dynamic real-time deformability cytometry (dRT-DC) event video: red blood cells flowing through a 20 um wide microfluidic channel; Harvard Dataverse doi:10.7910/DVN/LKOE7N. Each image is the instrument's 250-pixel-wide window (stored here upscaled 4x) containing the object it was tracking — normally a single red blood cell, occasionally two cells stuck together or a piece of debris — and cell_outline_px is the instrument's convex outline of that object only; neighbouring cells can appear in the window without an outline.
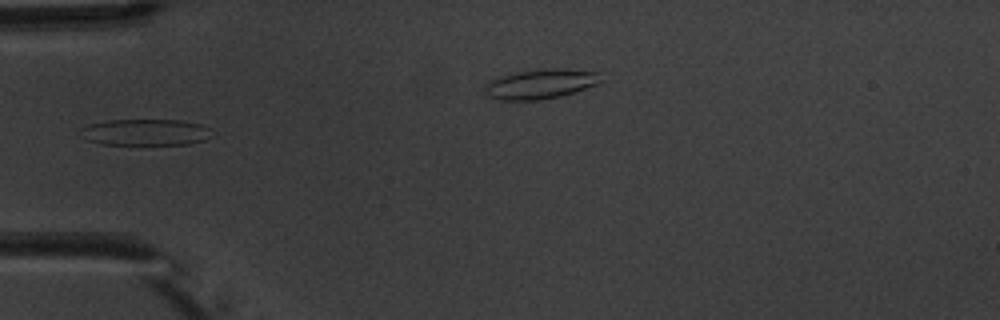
{"species": "common noctule bat (a hibernating species)", "species_latin": "Nyctalus noctula", "temperature_condition": "warm", "stored_images_in_passage": 4, "segment_of_instrument_passage": [1, 2], "camera_frame_rate_fps": 3000, "um_per_image_px": 0.085, "animal": {"sex": "male", "body_mass_g": 20.1, "forearm_length_mm": 53.5}, "frame": {"image": 1, "passage_image": 3, "time_ms": 3.0, "image_size_px": [1000, 320], "cell_outline_px": [[212, 128], [204, 140], [188, 144], [100, 144], [88, 140], [80, 128], [88, 124], [108, 120], [180, 120], [200, 124]], "centroid_in_image_um": [12.36, 11.23], "position_along_channel_um": 72.6, "area_um2": 19.88}}